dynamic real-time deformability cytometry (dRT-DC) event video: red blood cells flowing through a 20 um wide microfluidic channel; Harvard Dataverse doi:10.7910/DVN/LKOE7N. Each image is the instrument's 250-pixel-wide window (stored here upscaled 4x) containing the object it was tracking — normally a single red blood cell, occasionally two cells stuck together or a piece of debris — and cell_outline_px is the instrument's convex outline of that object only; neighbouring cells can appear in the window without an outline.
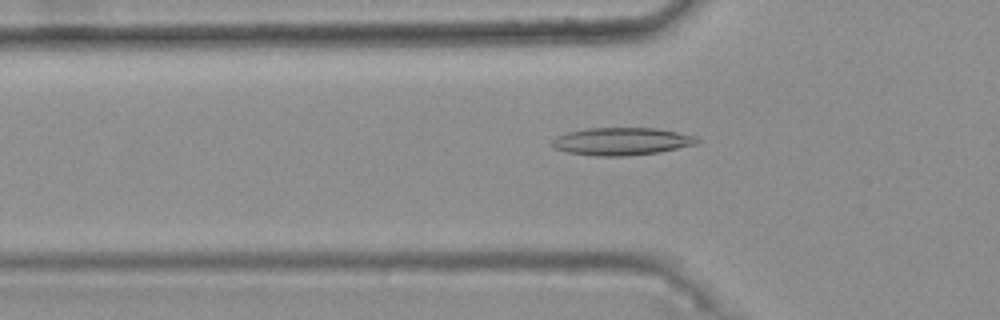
{"species": "common noctule bat (a hibernating species)", "species_latin": "Nyctalus noctula", "temperature_condition": "warm", "stored_images_in_passage": 40, "camera_frame_rate_fps": 3000, "um_per_image_px": 0.085, "animal": {"sex": "female", "body_mass_g": 25.1}, "frame": {"image": 1, "passage_image": 9, "time_ms": 2.667, "image_size_px": [1000, 320], "cell_outline_px": [[700, 140], [696, 144], [660, 152], [624, 156], [596, 156], [568, 152], [552, 148], [548, 144], [556, 136], [568, 132], [584, 128], [656, 128], [696, 136]], "centroid_in_image_um": [52.78, 12.02], "position_along_channel_um": 73.0, "area_um2": 23.47}}
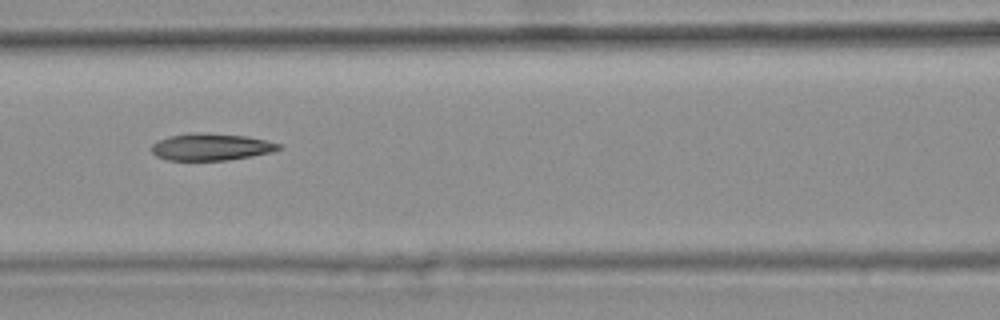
{"frame": {"image": 2, "passage_image": 15, "time_ms": 4.667, "image_size_px": [1000, 320], "cell_outline_px": [[284, 148], [272, 152], [224, 160], [168, 160], [156, 156], [152, 152], [152, 144], [168, 136], [192, 132], [200, 132], [244, 136], [264, 140], [280, 144]], "centroid_in_image_um": [17.92, 12.48], "position_along_channel_um": 148.7, "area_um2": 19.77}}
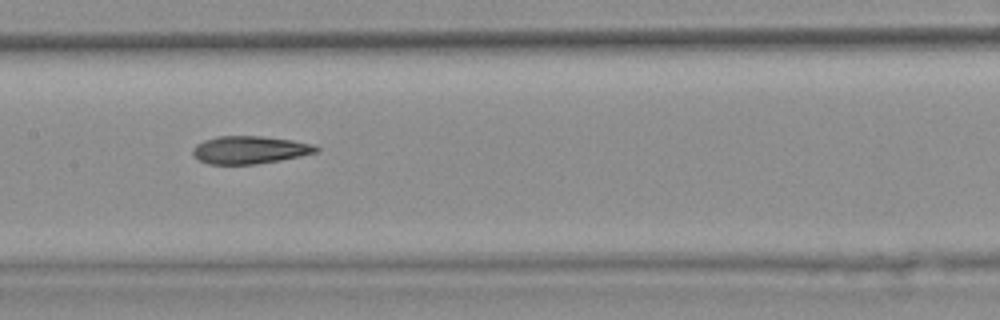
{"frame": {"image": 3, "passage_image": 18, "time_ms": 5.667, "image_size_px": [1000, 320], "cell_outline_px": [[320, 148], [316, 152], [300, 156], [280, 160], [256, 164], [208, 164], [192, 156], [192, 148], [196, 144], [204, 140], [216, 136], [260, 136], [292, 140], [312, 144]], "centroid_in_image_um": [21.18, 12.74], "position_along_channel_um": 186.2, "area_um2": 19.94}, "authors_computed_cell_mechanics": {"area_um2": 20.3167, "velocity_mm_per_s": 3.755, "shape_relaxation_time_tau1_ms": null, "shape_relaxation_time_tau2_ms": 2.8235, "deformation_change_tau1": null, "deformation_change_tau2": 0.1104}}